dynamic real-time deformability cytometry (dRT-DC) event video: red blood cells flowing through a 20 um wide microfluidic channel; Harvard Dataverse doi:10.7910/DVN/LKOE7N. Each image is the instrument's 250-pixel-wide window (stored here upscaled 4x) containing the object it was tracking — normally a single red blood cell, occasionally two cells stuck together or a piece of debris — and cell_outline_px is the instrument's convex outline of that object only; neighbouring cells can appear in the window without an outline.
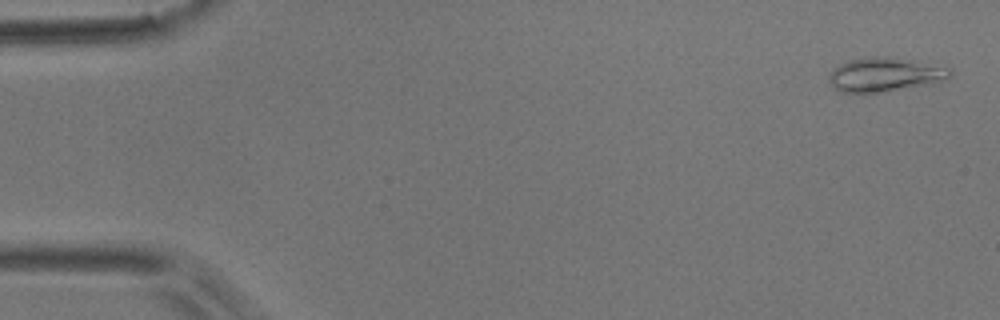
{"species": "common noctule bat (a hibernating species)", "species_latin": "Nyctalus noctula", "temperature_condition": "room temperature", "stored_images_in_passage": 6, "camera_frame_rate_fps": 3000, "um_per_image_px": 0.085, "animal": {"sex": "male", "body_mass_g": 17.9}, "frame": {"image": 1, "passage_image": 1, "time_ms": 0.0, "image_size_px": [1000, 320], "cell_outline_px": [[952, 76], [948, 80], [876, 92], [840, 92], [828, 80], [828, 76], [840, 64], [848, 60], [872, 56], [892, 56], [916, 60], [952, 68]], "centroid_in_image_um": [75.27, 6.3], "position_along_channel_um": 9.7, "area_um2": 23.87}}